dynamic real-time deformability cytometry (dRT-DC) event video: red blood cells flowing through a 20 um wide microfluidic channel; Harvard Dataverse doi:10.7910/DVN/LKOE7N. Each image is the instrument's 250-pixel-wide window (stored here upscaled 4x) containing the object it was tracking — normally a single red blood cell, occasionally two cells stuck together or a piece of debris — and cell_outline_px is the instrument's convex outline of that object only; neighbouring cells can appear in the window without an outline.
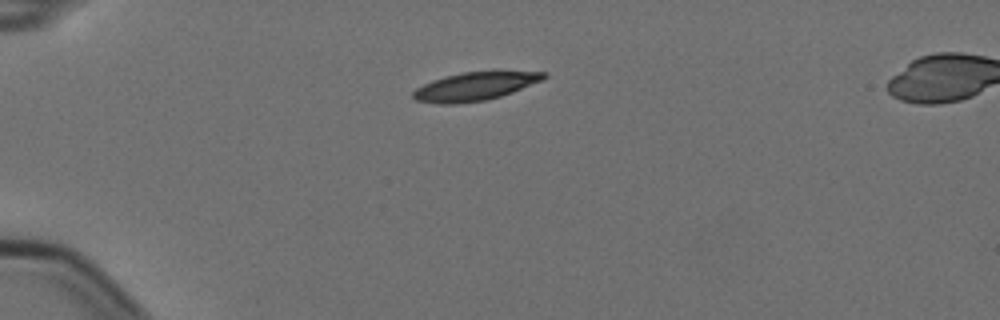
{"species": "Egyptian fruit bat (a non-hibernating species)", "species_latin": "Rousettus aegyptiacus", "temperature_condition": "cold", "stored_images_in_passage": 3, "camera_frame_rate_fps": 3000, "um_per_image_px": 0.085, "animal": {"sex": "female"}, "frame": {"image": 1, "passage_image": 1, "time_ms": 0.0, "image_size_px": [1000, 320], "cell_outline_px": [[548, 76], [544, 80], [512, 92], [488, 100], [456, 104], [440, 104], [416, 100], [412, 96], [412, 92], [416, 88], [432, 80], [444, 76], [464, 72], [500, 68], [548, 72]], "centroid_in_image_um": [40.49, 7.28], "position_along_channel_um": 44.5, "area_um2": 22.66}}
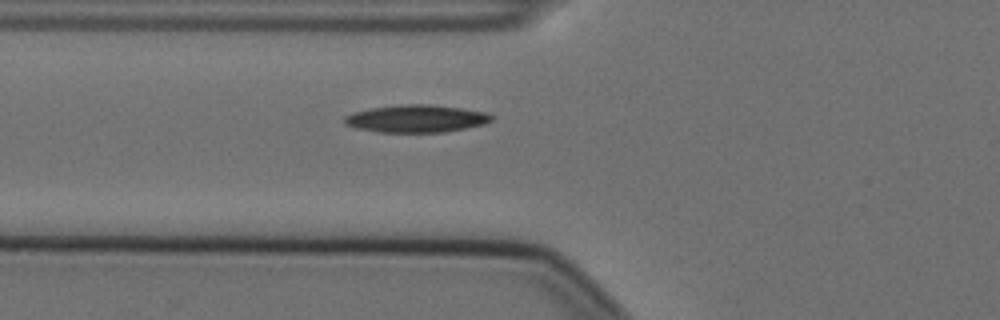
{"frame": {"image": 2, "passage_image": 3, "time_ms": 0.667, "image_size_px": [1000, 320], "cell_outline_px": [[492, 120], [484, 124], [444, 132], [380, 132], [360, 128], [344, 124], [344, 116], [352, 112], [372, 108], [400, 104], [432, 104], [460, 108], [484, 112], [492, 116]], "centroid_in_image_um": [35.36, 10.07], "position_along_channel_um": 90.4, "area_um2": 23.35}}